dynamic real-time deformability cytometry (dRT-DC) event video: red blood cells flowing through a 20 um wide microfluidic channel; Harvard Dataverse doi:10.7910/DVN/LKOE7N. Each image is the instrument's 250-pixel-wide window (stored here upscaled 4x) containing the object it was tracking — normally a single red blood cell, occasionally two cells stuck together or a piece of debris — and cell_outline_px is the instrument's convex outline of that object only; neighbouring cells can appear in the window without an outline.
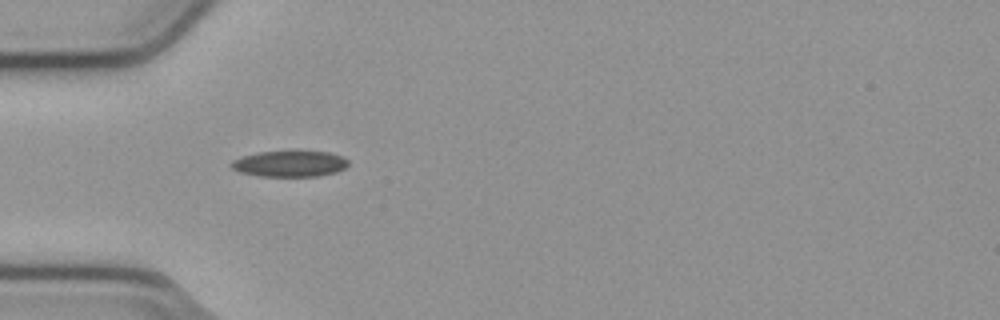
{"species": "common noctule bat (a hibernating species)", "species_latin": "Nyctalus noctula", "temperature_condition": "cold", "stored_images_in_passage": 23, "camera_frame_rate_fps": 3000, "um_per_image_px": 0.085, "animal": {"sex": "male", "body_mass_g": 23.1, "forearm_length_mm": 52.7}, "frame": {"image": 1, "passage_image": 1, "time_ms": 0.0, "image_size_px": [1000, 320], "cell_outline_px": [[348, 164], [344, 168], [336, 172], [320, 176], [260, 176], [240, 172], [232, 168], [228, 164], [232, 160], [240, 156], [260, 152], [328, 152], [340, 156], [348, 160]], "centroid_in_image_um": [24.58, 13.93], "position_along_channel_um": 60.4, "area_um2": 17.57}}